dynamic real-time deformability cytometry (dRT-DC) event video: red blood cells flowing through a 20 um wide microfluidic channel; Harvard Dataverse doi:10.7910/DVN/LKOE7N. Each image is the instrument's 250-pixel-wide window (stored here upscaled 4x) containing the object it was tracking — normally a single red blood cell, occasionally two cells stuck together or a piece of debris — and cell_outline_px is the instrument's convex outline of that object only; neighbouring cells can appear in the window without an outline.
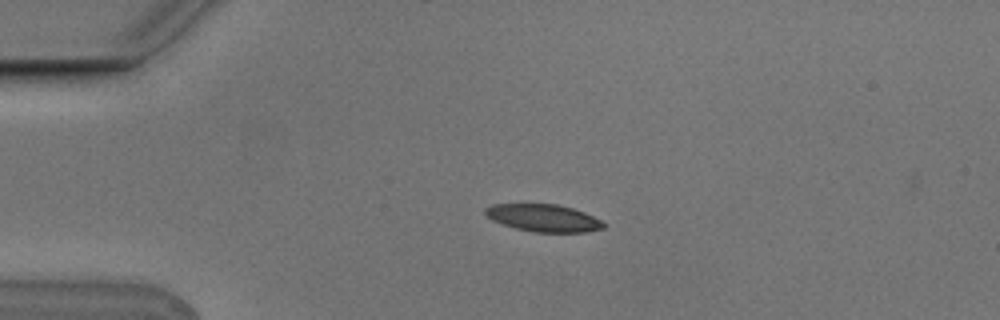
{"species": "Egyptian fruit bat (a non-hibernating species)", "species_latin": "Rousettus aegyptiacus", "temperature_condition": "cold", "stored_images_in_passage": 2, "camera_frame_rate_fps": 3000, "um_per_image_px": 0.085, "animal": {"sex": "male"}, "frame": {"image": 1, "passage_image": 1, "time_ms": 0.0, "image_size_px": [1000, 320], "cell_outline_px": [[608, 224], [604, 228], [588, 232], [532, 232], [516, 228], [492, 220], [484, 216], [484, 208], [492, 204], [556, 204], [572, 208], [584, 212]], "centroid_in_image_um": [46.19, 18.53], "position_along_channel_um": 38.8, "area_um2": 18.96}}